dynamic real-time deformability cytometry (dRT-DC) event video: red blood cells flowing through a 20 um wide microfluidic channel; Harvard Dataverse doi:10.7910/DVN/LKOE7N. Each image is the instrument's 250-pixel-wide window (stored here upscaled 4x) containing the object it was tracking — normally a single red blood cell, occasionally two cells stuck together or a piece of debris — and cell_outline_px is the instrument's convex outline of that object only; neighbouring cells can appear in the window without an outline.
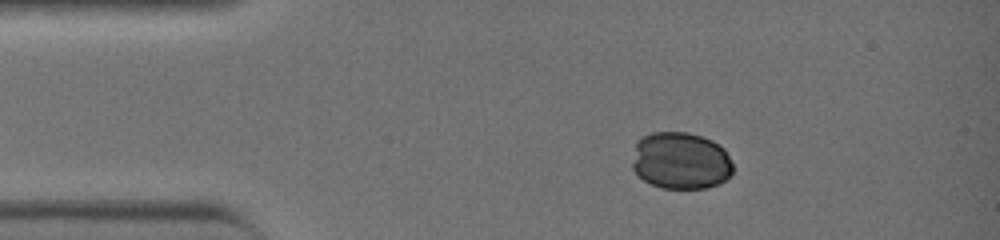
{"species": "common noctule bat (a hibernating species)", "species_latin": "Nyctalus noctula", "temperature_condition": "warm", "stored_images_in_passage": 32, "camera_frame_rate_fps": 3000, "um_per_image_px": 0.085, "animal": {"sex": "female", "body_mass_g": 19.0, "forearm_length_mm": 51.5}, "frame": {"image": 1, "passage_image": 1, "time_ms": 0.0, "image_size_px": [1000, 240], "cell_outline_px": [[732, 172], [724, 180], [708, 188], [660, 188], [644, 180], [632, 168], [632, 164], [636, 140], [640, 136], [652, 132], [688, 132], [712, 140], [724, 148], [732, 164]], "centroid_in_image_um": [57.83, 13.64], "position_along_channel_um": 27.2, "area_um2": 33.58}}